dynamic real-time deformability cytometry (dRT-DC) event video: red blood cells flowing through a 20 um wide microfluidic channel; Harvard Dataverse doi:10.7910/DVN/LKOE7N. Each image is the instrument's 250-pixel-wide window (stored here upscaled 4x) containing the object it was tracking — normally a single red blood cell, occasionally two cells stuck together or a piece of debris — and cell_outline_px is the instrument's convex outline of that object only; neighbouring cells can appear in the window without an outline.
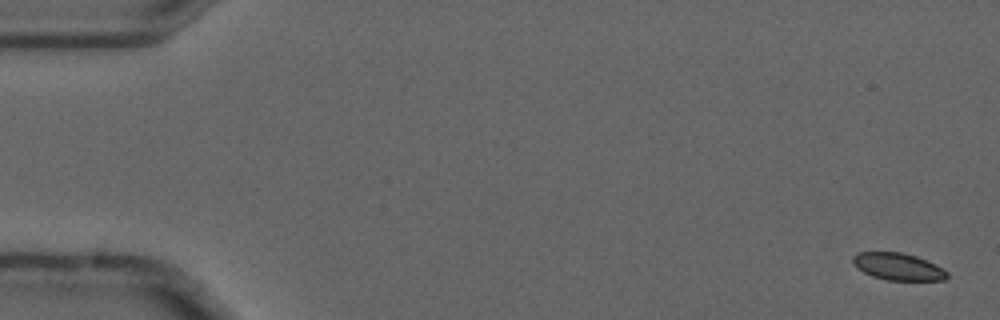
{"species": "common noctule bat (a hibernating species)", "species_latin": "Nyctalus noctula", "temperature_condition": "cold", "stored_images_in_passage": 4, "camera_frame_rate_fps": 3000, "um_per_image_px": 0.085, "animal": {"sex": "male", "forearm_length_mm": 52.5}, "frame": {"image": 1, "passage_image": 1, "time_ms": 0.0, "image_size_px": [1000, 320], "cell_outline_px": [[948, 276], [944, 280], [888, 280], [872, 276], [856, 268], [852, 260], [852, 256], [860, 252], [900, 252], [916, 256], [948, 272]], "centroid_in_image_um": [76.28, 22.66], "position_along_channel_um": 8.7, "area_um2": 14.62}}